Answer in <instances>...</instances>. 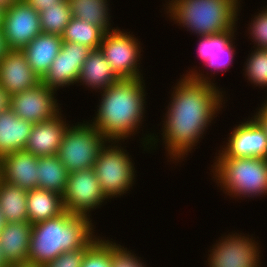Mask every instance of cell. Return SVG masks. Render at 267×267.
<instances>
[{
	"instance_id": "obj_1",
	"label": "cell",
	"mask_w": 267,
	"mask_h": 267,
	"mask_svg": "<svg viewBox=\"0 0 267 267\" xmlns=\"http://www.w3.org/2000/svg\"><path fill=\"white\" fill-rule=\"evenodd\" d=\"M171 87L162 121L157 124L162 126L161 131L153 132L148 147L151 154L159 149V144L163 145L167 163L177 166L195 151L209 127L212 128L211 125L216 123V117L225 111L228 91L219 88L221 85L183 76Z\"/></svg>"
},
{
	"instance_id": "obj_2",
	"label": "cell",
	"mask_w": 267,
	"mask_h": 267,
	"mask_svg": "<svg viewBox=\"0 0 267 267\" xmlns=\"http://www.w3.org/2000/svg\"><path fill=\"white\" fill-rule=\"evenodd\" d=\"M146 80L122 79L98 92L101 97H98L99 102L95 105L94 117L88 120L108 141L129 142L128 139L134 140L142 130L140 135L143 137H139V143L144 154L149 153L148 146L153 134L152 131H143L148 103Z\"/></svg>"
},
{
	"instance_id": "obj_3",
	"label": "cell",
	"mask_w": 267,
	"mask_h": 267,
	"mask_svg": "<svg viewBox=\"0 0 267 267\" xmlns=\"http://www.w3.org/2000/svg\"><path fill=\"white\" fill-rule=\"evenodd\" d=\"M93 221L65 211L58 217L33 224L28 263L42 267L63 252L89 248L102 235L95 230L97 223Z\"/></svg>"
},
{
	"instance_id": "obj_4",
	"label": "cell",
	"mask_w": 267,
	"mask_h": 267,
	"mask_svg": "<svg viewBox=\"0 0 267 267\" xmlns=\"http://www.w3.org/2000/svg\"><path fill=\"white\" fill-rule=\"evenodd\" d=\"M244 0H165V17L197 36L238 30ZM242 5V6H241Z\"/></svg>"
},
{
	"instance_id": "obj_5",
	"label": "cell",
	"mask_w": 267,
	"mask_h": 267,
	"mask_svg": "<svg viewBox=\"0 0 267 267\" xmlns=\"http://www.w3.org/2000/svg\"><path fill=\"white\" fill-rule=\"evenodd\" d=\"M211 163L210 180L225 198L249 201L267 196V158L227 157L216 147Z\"/></svg>"
},
{
	"instance_id": "obj_6",
	"label": "cell",
	"mask_w": 267,
	"mask_h": 267,
	"mask_svg": "<svg viewBox=\"0 0 267 267\" xmlns=\"http://www.w3.org/2000/svg\"><path fill=\"white\" fill-rule=\"evenodd\" d=\"M125 144V141H107L93 167L101 190L108 200L130 194L137 184V166Z\"/></svg>"
},
{
	"instance_id": "obj_7",
	"label": "cell",
	"mask_w": 267,
	"mask_h": 267,
	"mask_svg": "<svg viewBox=\"0 0 267 267\" xmlns=\"http://www.w3.org/2000/svg\"><path fill=\"white\" fill-rule=\"evenodd\" d=\"M107 141L88 120L74 121L64 133L57 156L69 173L93 168Z\"/></svg>"
},
{
	"instance_id": "obj_8",
	"label": "cell",
	"mask_w": 267,
	"mask_h": 267,
	"mask_svg": "<svg viewBox=\"0 0 267 267\" xmlns=\"http://www.w3.org/2000/svg\"><path fill=\"white\" fill-rule=\"evenodd\" d=\"M228 233V234H227ZM221 234L206 251L207 267H264L262 246L253 234L239 230ZM261 246V247H260ZM212 248V249H211Z\"/></svg>"
},
{
	"instance_id": "obj_9",
	"label": "cell",
	"mask_w": 267,
	"mask_h": 267,
	"mask_svg": "<svg viewBox=\"0 0 267 267\" xmlns=\"http://www.w3.org/2000/svg\"><path fill=\"white\" fill-rule=\"evenodd\" d=\"M128 30L118 27L106 32L99 49L121 80L142 79L145 78L143 76L145 73L141 69L143 60L141 52H144V47H142L141 39Z\"/></svg>"
},
{
	"instance_id": "obj_10",
	"label": "cell",
	"mask_w": 267,
	"mask_h": 267,
	"mask_svg": "<svg viewBox=\"0 0 267 267\" xmlns=\"http://www.w3.org/2000/svg\"><path fill=\"white\" fill-rule=\"evenodd\" d=\"M62 199L65 211L90 219H93V211L109 202L101 190L94 168L69 173Z\"/></svg>"
},
{
	"instance_id": "obj_11",
	"label": "cell",
	"mask_w": 267,
	"mask_h": 267,
	"mask_svg": "<svg viewBox=\"0 0 267 267\" xmlns=\"http://www.w3.org/2000/svg\"><path fill=\"white\" fill-rule=\"evenodd\" d=\"M57 93L39 83L35 88L10 96V109L18 117L34 124L50 120L63 111Z\"/></svg>"
},
{
	"instance_id": "obj_12",
	"label": "cell",
	"mask_w": 267,
	"mask_h": 267,
	"mask_svg": "<svg viewBox=\"0 0 267 267\" xmlns=\"http://www.w3.org/2000/svg\"><path fill=\"white\" fill-rule=\"evenodd\" d=\"M2 31L10 50L24 49L42 33L40 15L25 0L4 9Z\"/></svg>"
},
{
	"instance_id": "obj_13",
	"label": "cell",
	"mask_w": 267,
	"mask_h": 267,
	"mask_svg": "<svg viewBox=\"0 0 267 267\" xmlns=\"http://www.w3.org/2000/svg\"><path fill=\"white\" fill-rule=\"evenodd\" d=\"M236 123L219 150L227 157L267 158V136L260 124L252 116Z\"/></svg>"
},
{
	"instance_id": "obj_14",
	"label": "cell",
	"mask_w": 267,
	"mask_h": 267,
	"mask_svg": "<svg viewBox=\"0 0 267 267\" xmlns=\"http://www.w3.org/2000/svg\"><path fill=\"white\" fill-rule=\"evenodd\" d=\"M90 51L85 45L63 42L59 54L41 79V83L56 91L77 85L81 67Z\"/></svg>"
},
{
	"instance_id": "obj_15",
	"label": "cell",
	"mask_w": 267,
	"mask_h": 267,
	"mask_svg": "<svg viewBox=\"0 0 267 267\" xmlns=\"http://www.w3.org/2000/svg\"><path fill=\"white\" fill-rule=\"evenodd\" d=\"M40 78L29 66L22 50H9L0 60V86L12 96L35 88Z\"/></svg>"
},
{
	"instance_id": "obj_16",
	"label": "cell",
	"mask_w": 267,
	"mask_h": 267,
	"mask_svg": "<svg viewBox=\"0 0 267 267\" xmlns=\"http://www.w3.org/2000/svg\"><path fill=\"white\" fill-rule=\"evenodd\" d=\"M63 112L50 120L34 124L24 151L36 157L57 155L64 133L72 123Z\"/></svg>"
},
{
	"instance_id": "obj_17",
	"label": "cell",
	"mask_w": 267,
	"mask_h": 267,
	"mask_svg": "<svg viewBox=\"0 0 267 267\" xmlns=\"http://www.w3.org/2000/svg\"><path fill=\"white\" fill-rule=\"evenodd\" d=\"M38 160L24 150L12 152L0 159V179L27 191L38 188Z\"/></svg>"
},
{
	"instance_id": "obj_18",
	"label": "cell",
	"mask_w": 267,
	"mask_h": 267,
	"mask_svg": "<svg viewBox=\"0 0 267 267\" xmlns=\"http://www.w3.org/2000/svg\"><path fill=\"white\" fill-rule=\"evenodd\" d=\"M32 224L25 222H5L0 232V249L8 266L28 262Z\"/></svg>"
},
{
	"instance_id": "obj_19",
	"label": "cell",
	"mask_w": 267,
	"mask_h": 267,
	"mask_svg": "<svg viewBox=\"0 0 267 267\" xmlns=\"http://www.w3.org/2000/svg\"><path fill=\"white\" fill-rule=\"evenodd\" d=\"M120 80L100 49H96L90 51L82 65L77 86H83L92 93L101 92Z\"/></svg>"
},
{
	"instance_id": "obj_20",
	"label": "cell",
	"mask_w": 267,
	"mask_h": 267,
	"mask_svg": "<svg viewBox=\"0 0 267 267\" xmlns=\"http://www.w3.org/2000/svg\"><path fill=\"white\" fill-rule=\"evenodd\" d=\"M62 43L60 35L42 32L22 49L29 66L40 80L59 54Z\"/></svg>"
},
{
	"instance_id": "obj_21",
	"label": "cell",
	"mask_w": 267,
	"mask_h": 267,
	"mask_svg": "<svg viewBox=\"0 0 267 267\" xmlns=\"http://www.w3.org/2000/svg\"><path fill=\"white\" fill-rule=\"evenodd\" d=\"M34 123L18 117L10 108L0 113V159L23 151Z\"/></svg>"
},
{
	"instance_id": "obj_22",
	"label": "cell",
	"mask_w": 267,
	"mask_h": 267,
	"mask_svg": "<svg viewBox=\"0 0 267 267\" xmlns=\"http://www.w3.org/2000/svg\"><path fill=\"white\" fill-rule=\"evenodd\" d=\"M65 212L62 195L41 188L27 191L28 222L36 224L58 217Z\"/></svg>"
},
{
	"instance_id": "obj_23",
	"label": "cell",
	"mask_w": 267,
	"mask_h": 267,
	"mask_svg": "<svg viewBox=\"0 0 267 267\" xmlns=\"http://www.w3.org/2000/svg\"><path fill=\"white\" fill-rule=\"evenodd\" d=\"M72 17L103 28L106 32L113 31L110 0H68ZM112 22V23H111Z\"/></svg>"
},
{
	"instance_id": "obj_24",
	"label": "cell",
	"mask_w": 267,
	"mask_h": 267,
	"mask_svg": "<svg viewBox=\"0 0 267 267\" xmlns=\"http://www.w3.org/2000/svg\"><path fill=\"white\" fill-rule=\"evenodd\" d=\"M235 40L236 39H234L226 47V52H216L212 56V58H209L208 61L203 66L201 67L194 66V67L188 68L189 70H186V73L184 72L183 75H180V76L192 77L195 81L208 82V83L218 86L217 84L218 82L217 81L215 82L216 78H214L215 76H217L216 74L221 73V72L222 73L228 72L231 66L234 67L232 64H234L233 63L235 60L234 57L237 55V52L235 49L237 48V44H236L237 42ZM202 67H205V68L203 69Z\"/></svg>"
},
{
	"instance_id": "obj_25",
	"label": "cell",
	"mask_w": 267,
	"mask_h": 267,
	"mask_svg": "<svg viewBox=\"0 0 267 267\" xmlns=\"http://www.w3.org/2000/svg\"><path fill=\"white\" fill-rule=\"evenodd\" d=\"M0 211L5 222L28 221L27 190L0 179Z\"/></svg>"
},
{
	"instance_id": "obj_26",
	"label": "cell",
	"mask_w": 267,
	"mask_h": 267,
	"mask_svg": "<svg viewBox=\"0 0 267 267\" xmlns=\"http://www.w3.org/2000/svg\"><path fill=\"white\" fill-rule=\"evenodd\" d=\"M69 172L57 155L39 157L38 188L54 191L63 195Z\"/></svg>"
},
{
	"instance_id": "obj_27",
	"label": "cell",
	"mask_w": 267,
	"mask_h": 267,
	"mask_svg": "<svg viewBox=\"0 0 267 267\" xmlns=\"http://www.w3.org/2000/svg\"><path fill=\"white\" fill-rule=\"evenodd\" d=\"M106 31L96 25L72 17L61 35L63 42L85 45L91 50L99 49Z\"/></svg>"
},
{
	"instance_id": "obj_28",
	"label": "cell",
	"mask_w": 267,
	"mask_h": 267,
	"mask_svg": "<svg viewBox=\"0 0 267 267\" xmlns=\"http://www.w3.org/2000/svg\"><path fill=\"white\" fill-rule=\"evenodd\" d=\"M250 51L244 61L242 74L249 86H254L253 89L258 87L267 92V49L251 47Z\"/></svg>"
},
{
	"instance_id": "obj_29",
	"label": "cell",
	"mask_w": 267,
	"mask_h": 267,
	"mask_svg": "<svg viewBox=\"0 0 267 267\" xmlns=\"http://www.w3.org/2000/svg\"><path fill=\"white\" fill-rule=\"evenodd\" d=\"M40 26L43 33L62 35L70 23L72 13L68 0L46 7L39 12Z\"/></svg>"
},
{
	"instance_id": "obj_30",
	"label": "cell",
	"mask_w": 267,
	"mask_h": 267,
	"mask_svg": "<svg viewBox=\"0 0 267 267\" xmlns=\"http://www.w3.org/2000/svg\"><path fill=\"white\" fill-rule=\"evenodd\" d=\"M236 32L237 30H228L216 35L196 36L198 39L196 57L201 62L199 65L203 66L216 52H226V47L236 39L238 34Z\"/></svg>"
},
{
	"instance_id": "obj_31",
	"label": "cell",
	"mask_w": 267,
	"mask_h": 267,
	"mask_svg": "<svg viewBox=\"0 0 267 267\" xmlns=\"http://www.w3.org/2000/svg\"><path fill=\"white\" fill-rule=\"evenodd\" d=\"M111 240L101 235L86 250L81 267H112Z\"/></svg>"
},
{
	"instance_id": "obj_32",
	"label": "cell",
	"mask_w": 267,
	"mask_h": 267,
	"mask_svg": "<svg viewBox=\"0 0 267 267\" xmlns=\"http://www.w3.org/2000/svg\"><path fill=\"white\" fill-rule=\"evenodd\" d=\"M251 16V22L246 24V37L249 36L253 48L267 49V5Z\"/></svg>"
},
{
	"instance_id": "obj_33",
	"label": "cell",
	"mask_w": 267,
	"mask_h": 267,
	"mask_svg": "<svg viewBox=\"0 0 267 267\" xmlns=\"http://www.w3.org/2000/svg\"><path fill=\"white\" fill-rule=\"evenodd\" d=\"M119 243L114 239L111 241L112 267H149L148 263L143 260L144 258L139 257L137 253L135 254L136 251L128 249L121 242Z\"/></svg>"
},
{
	"instance_id": "obj_34",
	"label": "cell",
	"mask_w": 267,
	"mask_h": 267,
	"mask_svg": "<svg viewBox=\"0 0 267 267\" xmlns=\"http://www.w3.org/2000/svg\"><path fill=\"white\" fill-rule=\"evenodd\" d=\"M87 249L88 248H81L63 252L52 261L45 263L42 267H81Z\"/></svg>"
},
{
	"instance_id": "obj_35",
	"label": "cell",
	"mask_w": 267,
	"mask_h": 267,
	"mask_svg": "<svg viewBox=\"0 0 267 267\" xmlns=\"http://www.w3.org/2000/svg\"><path fill=\"white\" fill-rule=\"evenodd\" d=\"M255 112L250 114L263 128L267 136V110L260 104L255 108Z\"/></svg>"
},
{
	"instance_id": "obj_36",
	"label": "cell",
	"mask_w": 267,
	"mask_h": 267,
	"mask_svg": "<svg viewBox=\"0 0 267 267\" xmlns=\"http://www.w3.org/2000/svg\"><path fill=\"white\" fill-rule=\"evenodd\" d=\"M30 6H32L36 11L40 12L46 7L53 6L64 0H25Z\"/></svg>"
},
{
	"instance_id": "obj_37",
	"label": "cell",
	"mask_w": 267,
	"mask_h": 267,
	"mask_svg": "<svg viewBox=\"0 0 267 267\" xmlns=\"http://www.w3.org/2000/svg\"><path fill=\"white\" fill-rule=\"evenodd\" d=\"M10 108V95L0 86V113Z\"/></svg>"
},
{
	"instance_id": "obj_38",
	"label": "cell",
	"mask_w": 267,
	"mask_h": 267,
	"mask_svg": "<svg viewBox=\"0 0 267 267\" xmlns=\"http://www.w3.org/2000/svg\"><path fill=\"white\" fill-rule=\"evenodd\" d=\"M10 50L7 41L4 37L2 28H0V60L7 54Z\"/></svg>"
},
{
	"instance_id": "obj_39",
	"label": "cell",
	"mask_w": 267,
	"mask_h": 267,
	"mask_svg": "<svg viewBox=\"0 0 267 267\" xmlns=\"http://www.w3.org/2000/svg\"><path fill=\"white\" fill-rule=\"evenodd\" d=\"M18 1H20V0H0V7L2 9H7Z\"/></svg>"
},
{
	"instance_id": "obj_40",
	"label": "cell",
	"mask_w": 267,
	"mask_h": 267,
	"mask_svg": "<svg viewBox=\"0 0 267 267\" xmlns=\"http://www.w3.org/2000/svg\"><path fill=\"white\" fill-rule=\"evenodd\" d=\"M8 267H40L36 264H33V263H23V264H17V265H10Z\"/></svg>"
},
{
	"instance_id": "obj_41",
	"label": "cell",
	"mask_w": 267,
	"mask_h": 267,
	"mask_svg": "<svg viewBox=\"0 0 267 267\" xmlns=\"http://www.w3.org/2000/svg\"><path fill=\"white\" fill-rule=\"evenodd\" d=\"M0 267H8V265L5 262V259L2 254V250L0 249Z\"/></svg>"
},
{
	"instance_id": "obj_42",
	"label": "cell",
	"mask_w": 267,
	"mask_h": 267,
	"mask_svg": "<svg viewBox=\"0 0 267 267\" xmlns=\"http://www.w3.org/2000/svg\"><path fill=\"white\" fill-rule=\"evenodd\" d=\"M4 224H5V221H4L3 215H2V213L0 211V232L4 227Z\"/></svg>"
},
{
	"instance_id": "obj_43",
	"label": "cell",
	"mask_w": 267,
	"mask_h": 267,
	"mask_svg": "<svg viewBox=\"0 0 267 267\" xmlns=\"http://www.w3.org/2000/svg\"><path fill=\"white\" fill-rule=\"evenodd\" d=\"M4 9L0 7V28H2Z\"/></svg>"
},
{
	"instance_id": "obj_44",
	"label": "cell",
	"mask_w": 267,
	"mask_h": 267,
	"mask_svg": "<svg viewBox=\"0 0 267 267\" xmlns=\"http://www.w3.org/2000/svg\"><path fill=\"white\" fill-rule=\"evenodd\" d=\"M261 105L267 110V96L265 97L264 101L261 102Z\"/></svg>"
}]
</instances>
